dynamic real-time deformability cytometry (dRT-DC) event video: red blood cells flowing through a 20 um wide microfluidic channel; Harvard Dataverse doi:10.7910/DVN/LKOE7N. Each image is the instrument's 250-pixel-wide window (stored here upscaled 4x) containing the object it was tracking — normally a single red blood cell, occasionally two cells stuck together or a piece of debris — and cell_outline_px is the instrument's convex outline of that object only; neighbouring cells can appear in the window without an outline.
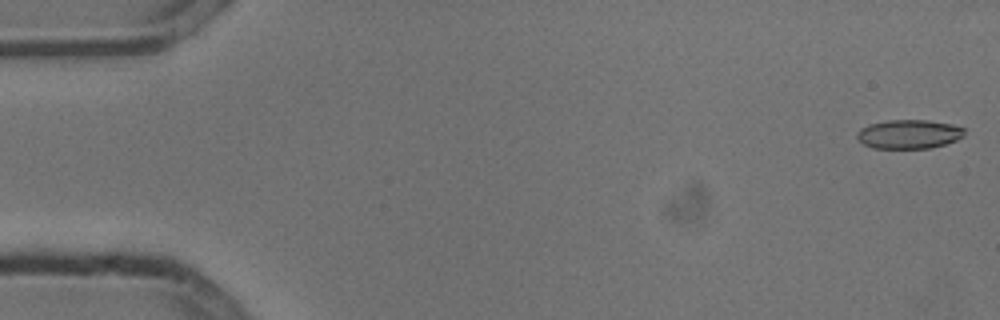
{"species": "common noctule bat (a hibernating species)", "species_latin": "Nyctalus noctula", "temperature_condition": "cold", "stored_images_in_passage": 5, "camera_frame_rate_fps": 3000, "um_per_image_px": 0.085, "animal": {"sex": "male", "body_mass_g": 13.3}, "frame": {"image": 1, "passage_image": 1, "time_ms": 0.0, "image_size_px": [1000, 320], "cell_outline_px": [[964, 136], [956, 140], [932, 148], [872, 148], [864, 144], [856, 136], [856, 132], [860, 128], [868, 124], [888, 120], [928, 120], [952, 124], [964, 128]], "centroid_in_image_um": [77.24, 11.4], "position_along_channel_um": 7.8, "area_um2": 18.21}}
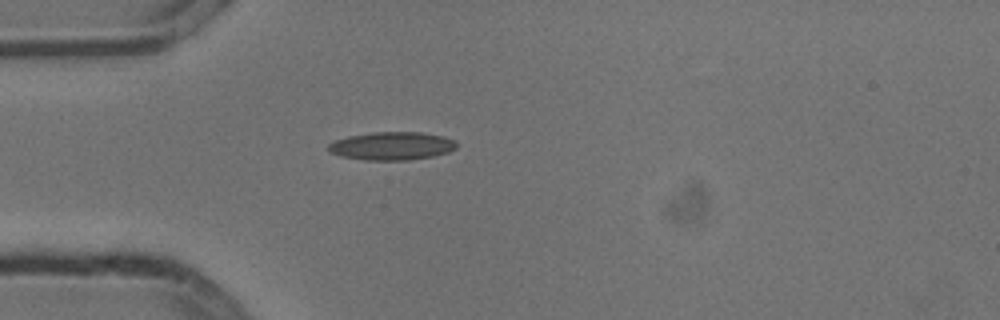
{"frame": {"image": 2, "passage_image": 5, "time_ms": 1.333, "image_size_px": [1000, 320], "cell_outline_px": [[456, 148], [448, 152], [432, 156], [408, 160], [364, 160], [340, 156], [332, 152], [328, 148], [328, 144], [336, 140], [348, 136], [372, 132], [420, 132], [444, 136], [456, 140]], "centroid_in_image_um": [33.32, 12.4], "position_along_channel_um": 51.7, "area_um2": 20.98}}